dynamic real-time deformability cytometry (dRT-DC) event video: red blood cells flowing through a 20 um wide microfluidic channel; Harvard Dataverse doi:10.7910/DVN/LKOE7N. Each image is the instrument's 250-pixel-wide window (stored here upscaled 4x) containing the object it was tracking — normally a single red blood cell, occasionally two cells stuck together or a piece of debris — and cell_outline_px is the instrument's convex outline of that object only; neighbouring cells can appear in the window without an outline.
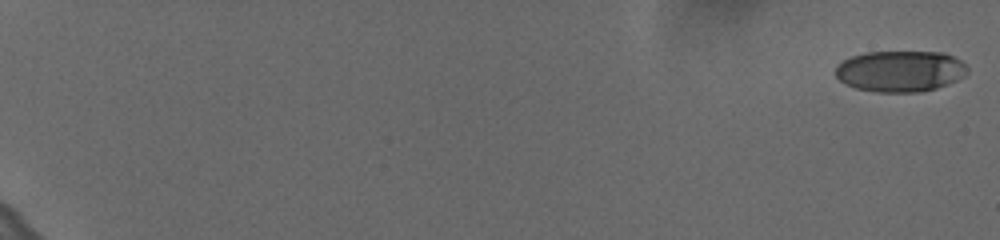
{"species": "human", "species_latin": "Homo sapiens", "temperature_condition": "cold", "stored_images_in_passage": 60, "camera_frame_rate_fps": 3000, "um_per_image_px": 0.085, "donor": {"sex": "female"}, "frame": {"image": 1, "passage_image": 1, "time_ms": 0.0, "image_size_px": [1000, 240], "cell_outline_px": [[968, 72], [964, 76], [948, 84], [936, 88], [920, 92], [876, 92], [856, 88], [840, 80], [836, 76], [836, 64], [852, 56], [868, 52], [944, 52], [960, 60], [968, 68]], "centroid_in_image_um": [76.53, 6.05], "position_along_channel_um": 8.5, "area_um2": 31.56}}
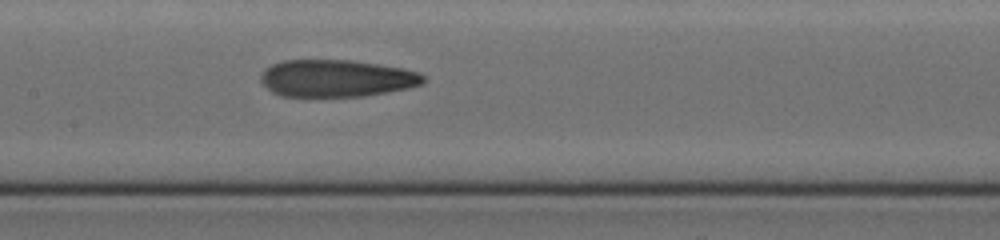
{"frame": {"image": 2, "passage_image": 34, "time_ms": 11.0, "image_size_px": [1000, 240], "cell_outline_px": [[424, 84], [408, 88], [388, 92], [364, 96], [280, 96], [272, 92], [260, 80], [260, 76], [264, 68], [272, 64], [284, 60], [352, 60], [404, 68], [420, 72], [424, 76]], "centroid_in_image_um": [28.61, 6.65], "position_along_channel_um": 178.8, "area_um2": 35.37}}
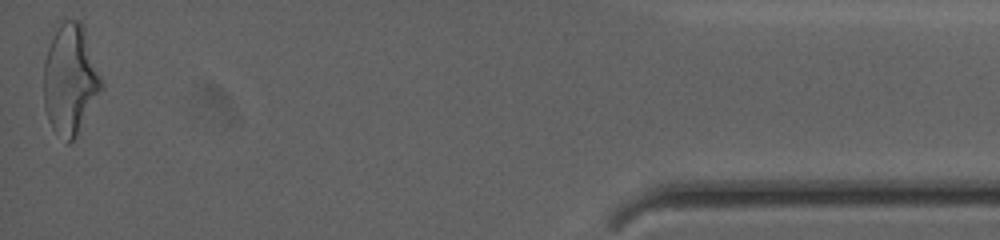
{"frame": {"image": 3, "passage_image": 60, "time_ms": 19.667, "image_size_px": [1000, 240], "cell_outline_px": [[104, 84], [76, 136], [68, 144], [52, 128], [48, 120], [44, 108], [44, 60], [56, 20], [80, 20], [84, 28]], "centroid_in_image_um": [5.94, 6.69], "position_along_channel_um": 429.3, "area_um2": 37.22}, "authors_computed_cell_mechanics": {"area_um2": 34.7667, "velocity_mm_per_s": 3.6547, "shape_relaxation_time_tau1_ms": null, "shape_relaxation_time_tau2_ms": 2.2304, "deformation_change_tau1": null, "deformation_change_tau2": 0.1186}}